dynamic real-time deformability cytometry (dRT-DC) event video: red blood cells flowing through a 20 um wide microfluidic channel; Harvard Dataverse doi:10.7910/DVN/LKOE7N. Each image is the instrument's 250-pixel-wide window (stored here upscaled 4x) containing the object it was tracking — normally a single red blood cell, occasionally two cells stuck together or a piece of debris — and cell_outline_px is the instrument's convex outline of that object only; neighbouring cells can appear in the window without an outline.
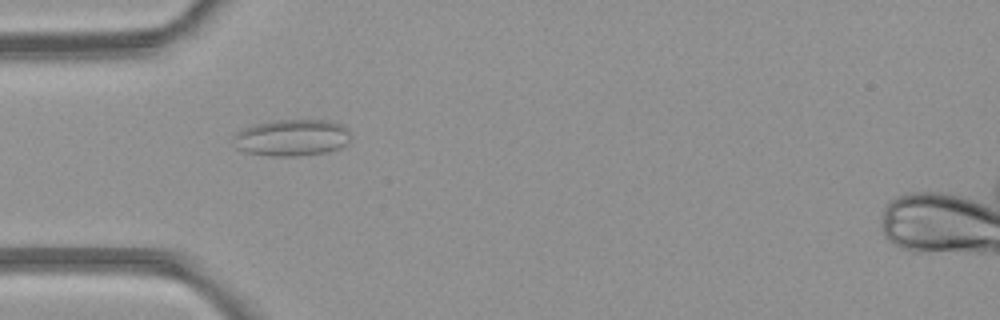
{"species": "common noctule bat (a hibernating species)", "species_latin": "Nyctalus noctula", "temperature_condition": "room temperature", "stored_images_in_passage": 8, "camera_frame_rate_fps": 3000, "um_per_image_px": 0.085, "animal": {"sex": "female", "body_mass_g": 21.9}, "frame": {"image": 1, "passage_image": 5, "time_ms": 4.667, "image_size_px": [1000, 320], "cell_outline_px": [[348, 140], [340, 148], [324, 152], [300, 156], [268, 156], [244, 152], [236, 148], [232, 136], [236, 132], [252, 124], [280, 120], [328, 120], [340, 124], [348, 128]], "centroid_in_image_um": [24.75, 11.7], "position_along_channel_um": 60.3, "area_um2": 25.09}}
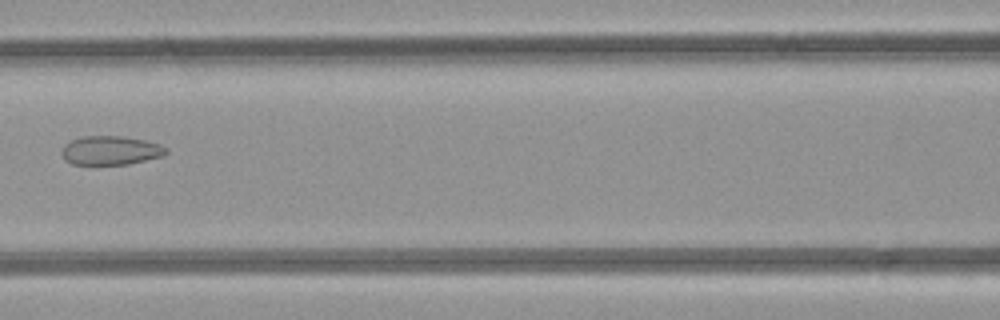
{"frame": {"image": 2, "passage_image": 7, "time_ms": 7.0, "image_size_px": [1000, 320], "cell_outline_px": [[168, 152], [164, 156], [128, 164], [72, 164], [64, 160], [60, 152], [64, 144], [72, 140], [84, 136], [120, 136], [144, 140], [160, 144], [168, 148]], "centroid_in_image_um": [9.4, 12.79], "position_along_channel_um": 157.2, "area_um2": 17.69}}
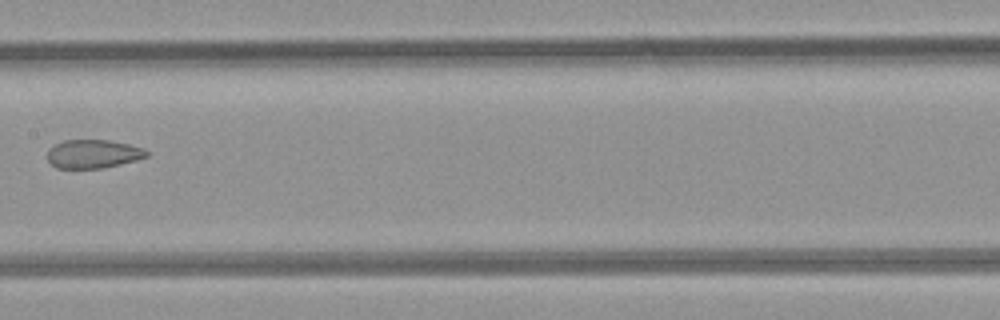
{"frame": {"image": 3, "passage_image": 8, "time_ms": 8.0, "image_size_px": [1000, 320], "cell_outline_px": [[148, 156], [136, 160], [104, 168], [56, 168], [48, 160], [48, 148], [64, 140], [108, 140], [128, 144], [144, 148], [148, 152]], "centroid_in_image_um": [7.92, 13.08], "position_along_channel_um": 199.5, "area_um2": 16.47}}